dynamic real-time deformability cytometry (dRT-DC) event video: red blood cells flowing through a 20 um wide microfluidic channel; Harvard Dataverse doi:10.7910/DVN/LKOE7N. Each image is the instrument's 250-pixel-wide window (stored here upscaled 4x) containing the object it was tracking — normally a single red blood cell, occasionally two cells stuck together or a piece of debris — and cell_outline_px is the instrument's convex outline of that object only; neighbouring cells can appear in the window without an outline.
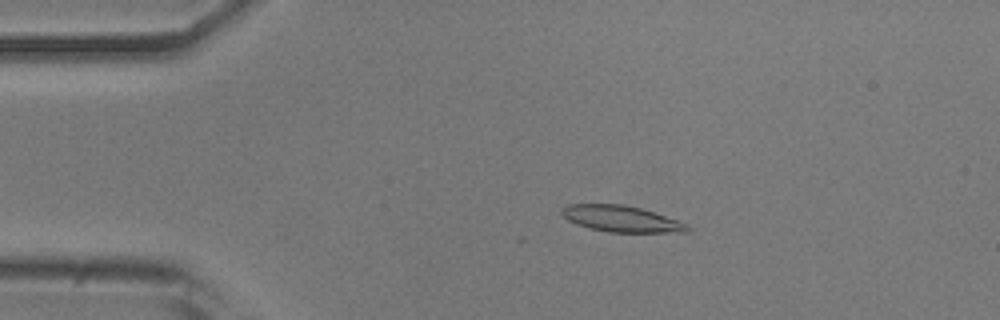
{"species": "common noctule bat (a hibernating species)", "species_latin": "Nyctalus noctula", "temperature_condition": "room temperature", "stored_images_in_passage": 12, "camera_frame_rate_fps": 3000, "um_per_image_px": 0.085, "animal": {"sex": "male", "body_mass_g": 20.5, "forearm_length_mm": 52.5}, "frame": {"image": 1, "passage_image": 10, "time_ms": 3.0, "image_size_px": [1000, 320], "cell_outline_px": [[692, 228], [688, 232], [608, 232], [576, 224], [568, 220], [560, 212], [568, 204], [620, 204], [640, 208], [688, 224]], "centroid_in_image_um": [52.82, 18.6], "position_along_channel_um": 32.2, "area_um2": 18.9}}